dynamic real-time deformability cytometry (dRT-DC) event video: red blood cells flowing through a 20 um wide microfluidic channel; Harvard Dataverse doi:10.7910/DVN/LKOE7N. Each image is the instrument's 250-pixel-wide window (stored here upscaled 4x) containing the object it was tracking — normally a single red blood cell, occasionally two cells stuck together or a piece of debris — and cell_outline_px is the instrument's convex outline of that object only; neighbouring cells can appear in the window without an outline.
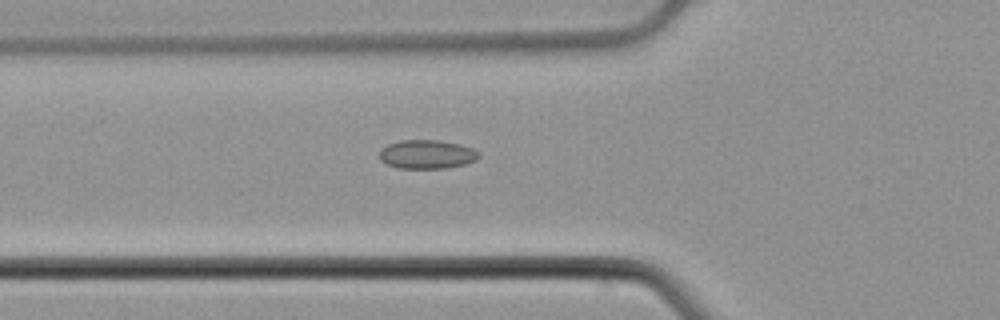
{"species": "common noctule bat (a hibernating species)", "species_latin": "Nyctalus noctula", "temperature_condition": "cold", "stored_images_in_passage": 42, "camera_frame_rate_fps": 3000, "um_per_image_px": 0.085, "animal": {"sex": "male", "body_mass_g": 21.5, "forearm_length_mm": 52.0}, "frame": {"image": 1, "passage_image": 7, "time_ms": 2.0, "image_size_px": [1000, 320], "cell_outline_px": [[480, 156], [476, 160], [464, 164], [448, 168], [400, 168], [388, 164], [380, 160], [380, 148], [388, 144], [400, 140], [440, 140], [460, 144], [472, 148], [480, 152]], "centroid_in_image_um": [36.3, 13.11], "position_along_channel_um": 89.5, "area_um2": 16.76}}
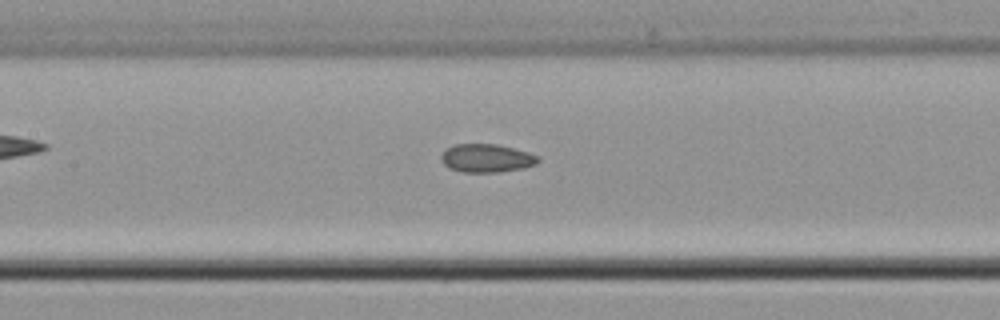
{"frame": {"image": 2, "passage_image": 13, "time_ms": 4.0, "image_size_px": [1000, 320], "cell_outline_px": [[540, 160], [536, 164], [524, 168], [496, 172], [464, 172], [448, 168], [440, 160], [440, 156], [448, 148], [456, 144], [496, 144], [528, 152], [540, 156]], "centroid_in_image_um": [41.37, 13.45], "position_along_channel_um": 166.0, "area_um2": 15.95}}
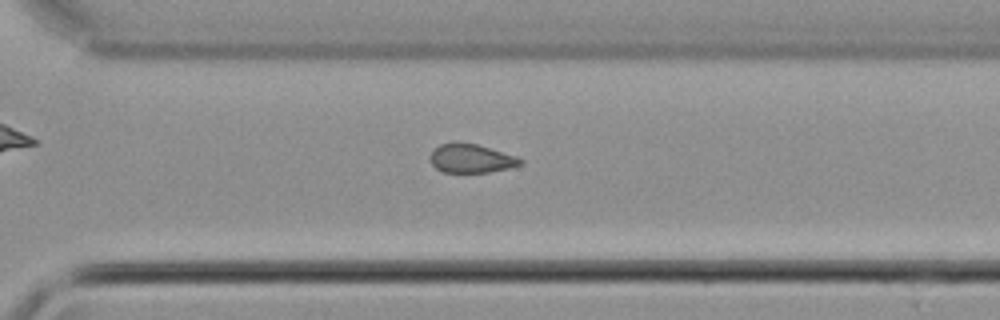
{"frame": {"image": 3, "passage_image": 26, "time_ms": 8.333, "image_size_px": [1000, 320], "cell_outline_px": [[524, 164], [512, 168], [488, 172], [444, 172], [436, 168], [432, 164], [428, 156], [432, 148], [440, 144], [476, 144], [516, 156], [524, 160]], "centroid_in_image_um": [40.06, 13.49], "position_along_channel_um": 330.5, "area_um2": 15.03}, "authors_computed_cell_mechanics": {"area_um2": 15.7505, "velocity_mm_per_s": 3.7986, "shape_relaxation_time_tau1_ms": null, "shape_relaxation_time_tau2_ms": 4.7922, "deformation_change_tau1": null, "deformation_change_tau2": 0.1113}}